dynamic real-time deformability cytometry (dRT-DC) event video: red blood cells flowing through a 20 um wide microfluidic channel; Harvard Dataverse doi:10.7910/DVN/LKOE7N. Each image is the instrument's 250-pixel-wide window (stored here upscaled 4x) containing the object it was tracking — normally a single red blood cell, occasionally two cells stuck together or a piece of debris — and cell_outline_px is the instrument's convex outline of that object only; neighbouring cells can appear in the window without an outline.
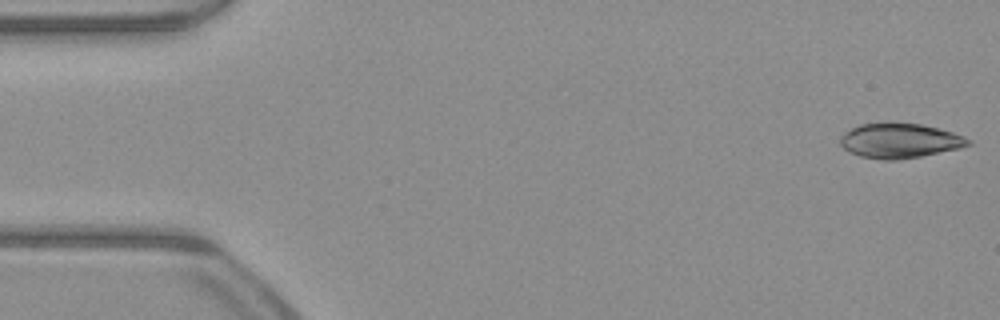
{"species": "common noctule bat (a hibernating species)", "species_latin": "Nyctalus noctula", "temperature_condition": "warm", "stored_images_in_passage": 50, "camera_frame_rate_fps": 3000, "um_per_image_px": 0.085, "animal": {"sex": "male", "body_mass_g": 23.1, "forearm_length_mm": 52.7}, "frame": {"image": 1, "passage_image": 1, "time_ms": 0.0, "image_size_px": [1000, 320], "cell_outline_px": [[972, 144], [960, 148], [920, 156], [896, 160], [884, 160], [860, 156], [848, 152], [840, 144], [840, 136], [844, 132], [860, 124], [888, 120], [920, 124], [952, 132], [964, 136], [972, 140]], "centroid_in_image_um": [76.44, 11.93], "position_along_channel_um": 8.6, "area_um2": 26.41}}
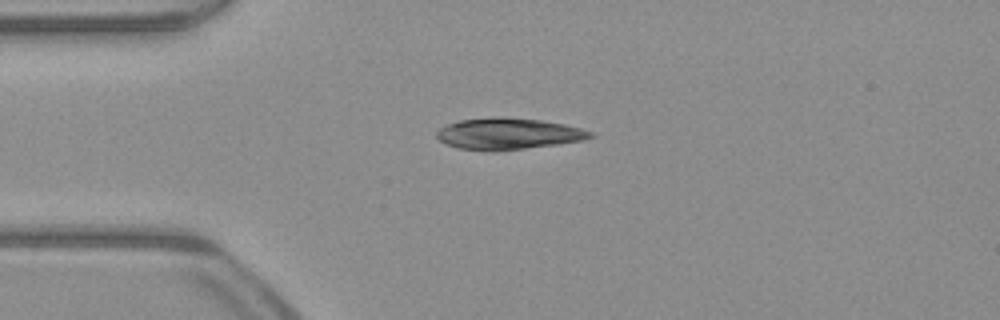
{"frame": {"image": 2, "passage_image": 12, "time_ms": 3.667, "image_size_px": [1000, 320], "cell_outline_px": [[596, 136], [584, 140], [556, 144], [492, 152], [460, 148], [448, 144], [440, 140], [436, 136], [436, 132], [440, 128], [448, 124], [460, 120], [492, 116], [496, 116], [540, 120], [564, 124], [580, 128], [592, 132]], "centroid_in_image_um": [43.2, 11.36], "position_along_channel_um": 41.8, "area_um2": 28.03}}
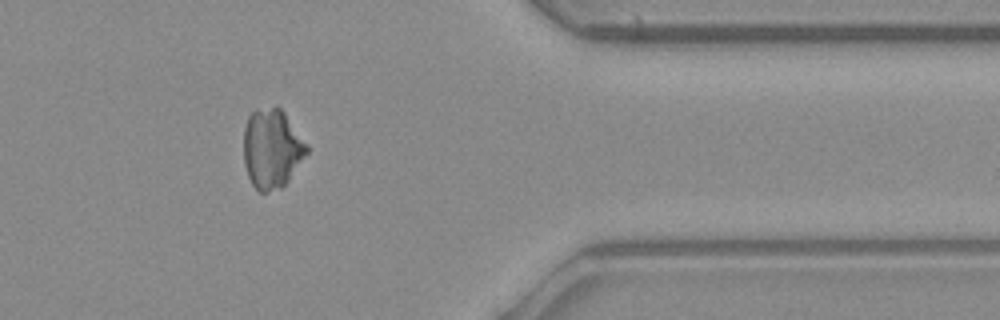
{"frame": {"image": 3, "passage_image": 41, "time_ms": 13.333, "image_size_px": [1000, 320], "cell_outline_px": [[308, 152], [288, 180], [280, 188], [268, 192], [260, 192], [252, 184], [248, 176], [244, 164], [244, 128], [248, 116], [252, 112], [276, 104], [284, 112], [308, 144]], "centroid_in_image_um": [23.11, 12.62], "position_along_channel_um": 388.3, "area_um2": 29.19}}